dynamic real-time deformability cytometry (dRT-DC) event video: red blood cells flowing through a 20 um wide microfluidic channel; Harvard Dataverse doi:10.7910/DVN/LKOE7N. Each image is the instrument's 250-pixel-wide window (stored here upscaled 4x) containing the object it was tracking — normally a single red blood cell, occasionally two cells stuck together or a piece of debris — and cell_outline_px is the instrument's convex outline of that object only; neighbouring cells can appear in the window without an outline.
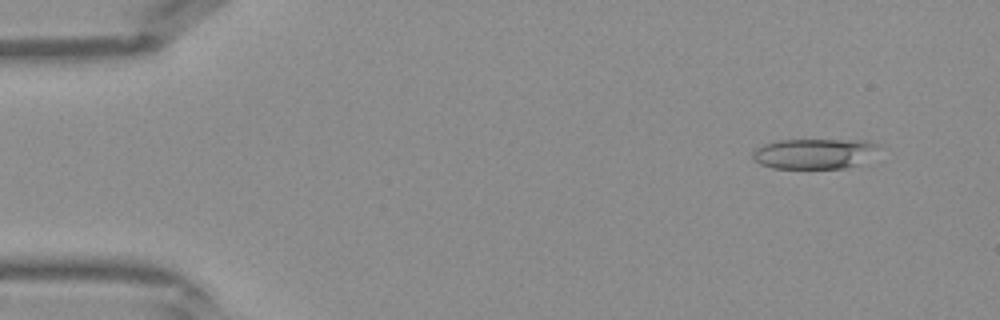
{"species": "Egyptian fruit bat (a non-hibernating species)", "species_latin": "Rousettus aegyptiacus", "temperature_condition": "warm", "stored_images_in_passage": 39, "camera_frame_rate_fps": 3000, "um_per_image_px": 0.085, "frame": {"image": 1, "passage_image": 1, "time_ms": 0.0, "image_size_px": [1000, 320], "cell_outline_px": [[880, 144], [868, 164], [844, 168], [772, 168], [760, 164], [752, 156], [752, 152], [756, 148], [764, 144], [780, 140], [872, 140]], "centroid_in_image_um": [69.33, 13.06], "position_along_channel_um": 15.7, "area_um2": 22.72}}
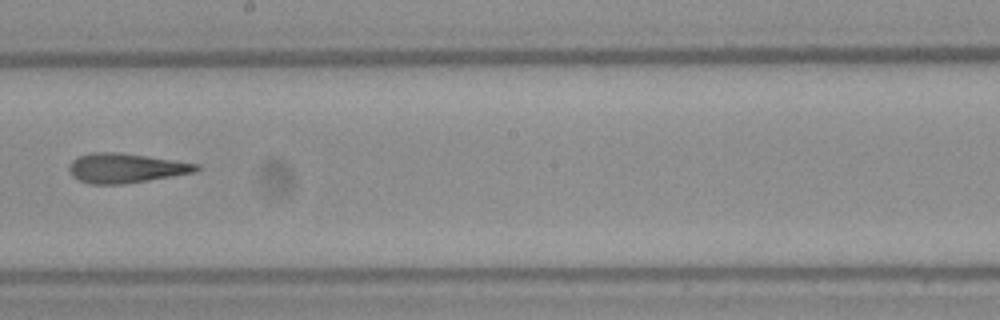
{"frame": {"image": 2, "passage_image": 21, "time_ms": 6.667, "image_size_px": [1000, 320], "cell_outline_px": [[204, 168], [196, 172], [148, 180], [120, 184], [92, 184], [80, 180], [72, 176], [68, 168], [68, 164], [76, 156], [92, 152], [120, 152], [200, 164]], "centroid_in_image_um": [10.69, 14.27], "position_along_channel_um": 237.5, "area_um2": 22.02}}
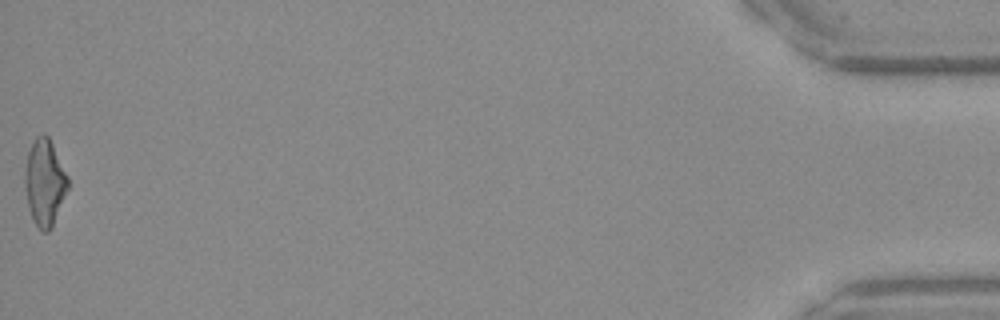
{"frame": {"image": 3, "passage_image": 39, "time_ms": 12.667, "image_size_px": [1000, 320], "cell_outline_px": [[68, 188], [52, 228], [48, 232], [44, 232], [32, 220], [28, 208], [24, 184], [24, 176], [28, 152], [36, 136], [44, 132], [48, 136], [68, 176]], "centroid_in_image_um": [3.78, 15.52], "position_along_channel_um": 431.4, "area_um2": 21.62}}